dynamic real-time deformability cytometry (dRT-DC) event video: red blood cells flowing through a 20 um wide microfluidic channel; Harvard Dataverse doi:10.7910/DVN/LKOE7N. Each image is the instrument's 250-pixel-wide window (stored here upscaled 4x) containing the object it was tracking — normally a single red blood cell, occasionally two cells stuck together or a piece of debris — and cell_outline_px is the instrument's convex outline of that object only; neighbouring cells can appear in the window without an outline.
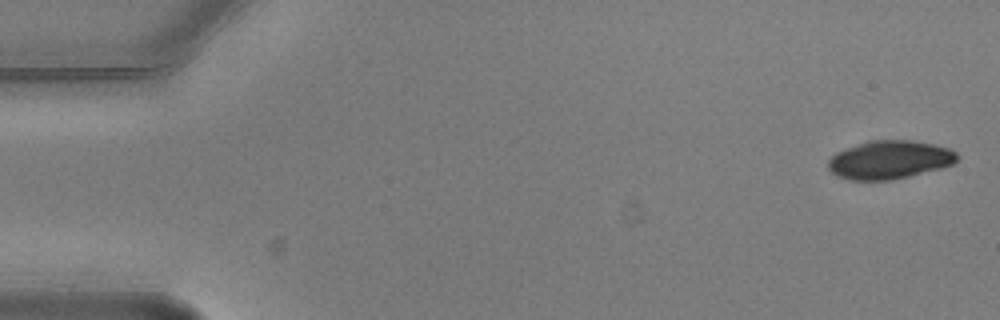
{"species": "common noctule bat (a hibernating species)", "species_latin": "Nyctalus noctula", "temperature_condition": "warm", "stored_images_in_passage": 6, "camera_frame_rate_fps": 3000, "um_per_image_px": 0.085, "animal": {"sex": "male", "body_mass_g": 20.5, "forearm_length_mm": 52.5}, "frame": {"image": 1, "passage_image": 1, "time_ms": 0.0, "image_size_px": [1000, 320], "cell_outline_px": [[960, 156], [952, 164], [940, 168], [892, 180], [852, 180], [836, 176], [828, 168], [828, 160], [836, 152], [868, 140], [912, 140], [932, 144], [948, 148], [956, 152]], "centroid_in_image_um": [75.59, 13.58], "position_along_channel_um": 9.4, "area_um2": 28.73}}